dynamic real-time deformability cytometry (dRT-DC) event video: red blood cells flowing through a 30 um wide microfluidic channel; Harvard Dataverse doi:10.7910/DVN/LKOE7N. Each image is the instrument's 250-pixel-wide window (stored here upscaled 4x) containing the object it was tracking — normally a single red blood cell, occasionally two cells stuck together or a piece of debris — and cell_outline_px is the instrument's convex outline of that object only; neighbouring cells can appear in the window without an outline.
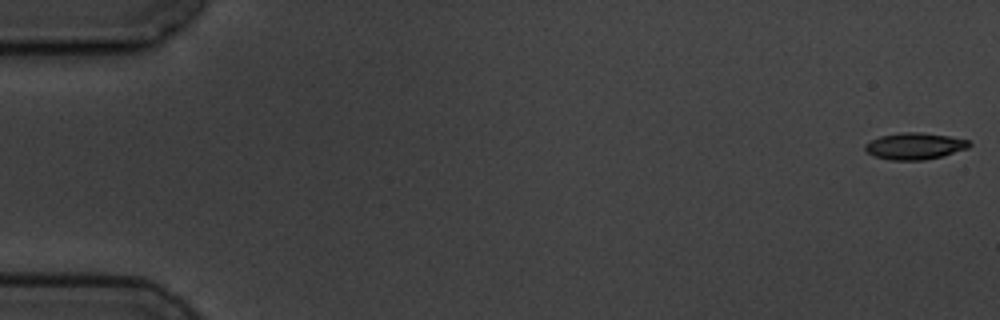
{"species": "common noctule bat (a hibernating species)", "species_latin": "Nyctalus noctula", "temperature_condition": "cold", "stored_images_in_passage": 10, "camera_frame_rate_fps": 3000, "um_per_image_px": 0.085, "animal": {"sex": "male", "body_mass_g": 19.5, "forearm_length_mm": 54.6}, "frame": {"image": 1, "passage_image": 1, "time_ms": 0.0, "image_size_px": [1000, 320], "cell_outline_px": [[972, 144], [968, 148], [944, 156], [924, 160], [892, 160], [872, 156], [864, 148], [864, 144], [880, 136], [900, 132], [920, 132], [948, 136], [968, 140]], "centroid_in_image_um": [77.75, 12.42], "position_along_channel_um": 7.3, "area_um2": 16.24}}
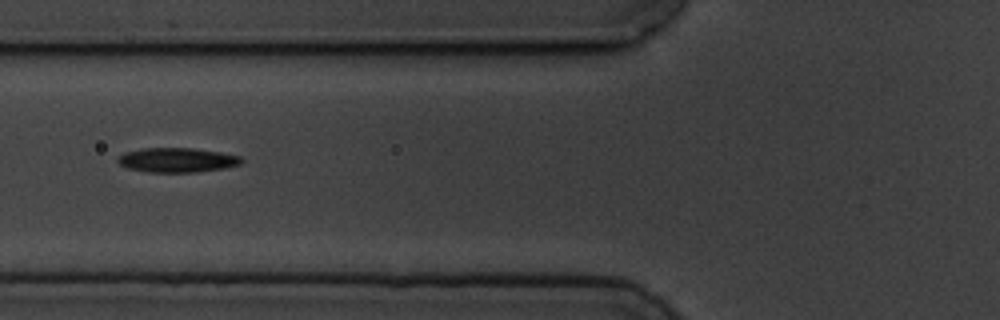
{"frame": {"image": 2, "passage_image": 7, "time_ms": 7.0, "image_size_px": [1000, 320], "cell_outline_px": [[244, 160], [240, 164], [224, 168], [196, 172], [148, 172], [128, 168], [120, 164], [116, 160], [124, 152], [144, 148], [192, 148], [220, 152], [240, 156]], "centroid_in_image_um": [15.06, 13.6], "position_along_channel_um": 110.7, "area_um2": 17.57}}
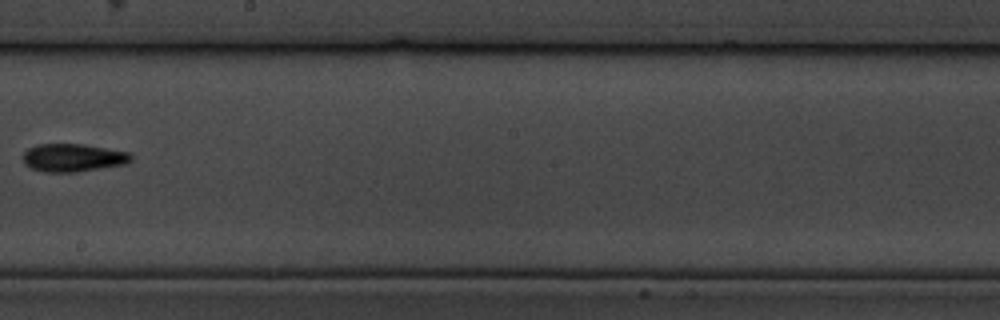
{"frame": {"image": 3, "passage_image": 10, "time_ms": 10.667, "image_size_px": [1000, 320], "cell_outline_px": [[132, 160], [128, 164], [76, 172], [44, 172], [32, 168], [24, 164], [20, 156], [28, 148], [36, 144], [84, 144], [132, 152]], "centroid_in_image_um": [6.22, 13.4], "position_along_channel_um": 242.0, "area_um2": 18.03}}